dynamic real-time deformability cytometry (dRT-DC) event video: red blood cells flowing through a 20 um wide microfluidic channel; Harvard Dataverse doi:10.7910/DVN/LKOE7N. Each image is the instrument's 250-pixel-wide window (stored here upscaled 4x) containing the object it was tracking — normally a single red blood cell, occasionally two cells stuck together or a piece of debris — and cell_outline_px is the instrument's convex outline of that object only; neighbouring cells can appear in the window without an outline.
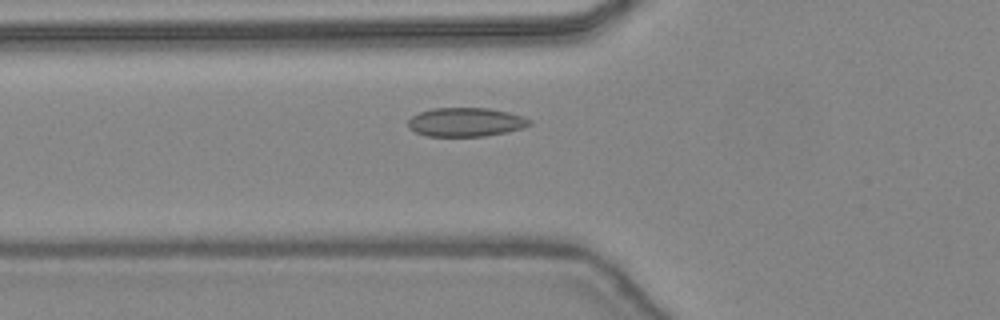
{"species": "common noctule bat (a hibernating species)", "species_latin": "Nyctalus noctula", "temperature_condition": "warm", "stored_images_in_passage": 43, "camera_frame_rate_fps": 3000, "um_per_image_px": 0.085, "animal": {"sex": "female", "body_mass_g": 24.6, "forearm_length_mm": 56.2}, "frame": {"image": 1, "passage_image": 14, "time_ms": 4.333, "image_size_px": [1000, 320], "cell_outline_px": [[532, 124], [524, 128], [508, 132], [484, 136], [428, 136], [416, 132], [408, 128], [408, 120], [412, 116], [420, 112], [432, 108], [488, 108], [508, 112], [524, 116], [532, 120]], "centroid_in_image_um": [39.62, 10.38], "position_along_channel_um": 86.2, "area_um2": 20.58}}
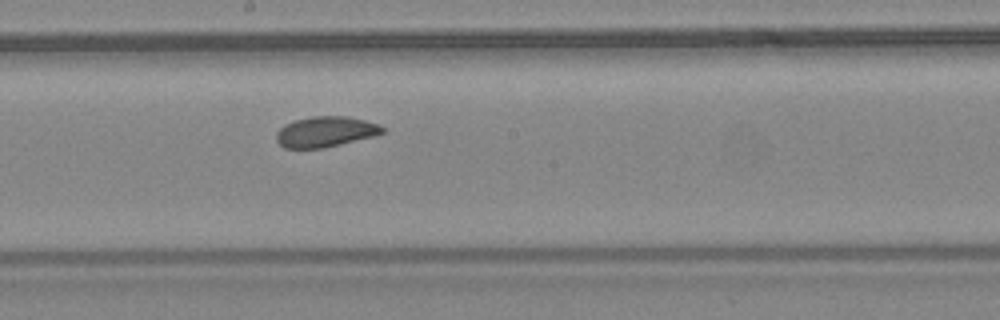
{"frame": {"image": 2, "passage_image": 23, "time_ms": 7.333, "image_size_px": [1000, 320], "cell_outline_px": [[384, 132], [376, 136], [324, 148], [284, 148], [276, 140], [276, 132], [284, 124], [296, 120], [312, 116], [348, 116], [380, 124], [384, 128]], "centroid_in_image_um": [27.68, 11.2], "position_along_channel_um": 220.5, "area_um2": 19.02}}
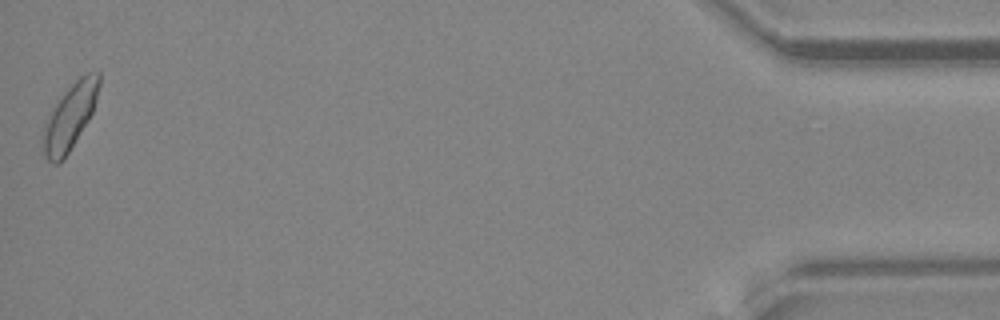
{"frame": {"image": 3, "passage_image": 43, "time_ms": 14.0, "image_size_px": [1000, 320], "cell_outline_px": [[100, 84], [92, 112], [88, 120], [64, 160], [56, 164], [52, 164], [44, 156], [40, 140], [40, 132], [44, 120], [48, 112], [60, 96], [84, 72], [100, 72]], "centroid_in_image_um": [5.86, 9.96], "position_along_channel_um": 429.3, "area_um2": 22.02}, "authors_computed_cell_mechanics": {"area_um2": 19.5942, "velocity_mm_per_s": 4.4435, "shape_relaxation_time_tau1_ms": 4.0983, "shape_relaxation_time_tau2_ms": 4.2833, "deformation_change_tau1": 0.0927, "deformation_change_tau2": 0.0607}}